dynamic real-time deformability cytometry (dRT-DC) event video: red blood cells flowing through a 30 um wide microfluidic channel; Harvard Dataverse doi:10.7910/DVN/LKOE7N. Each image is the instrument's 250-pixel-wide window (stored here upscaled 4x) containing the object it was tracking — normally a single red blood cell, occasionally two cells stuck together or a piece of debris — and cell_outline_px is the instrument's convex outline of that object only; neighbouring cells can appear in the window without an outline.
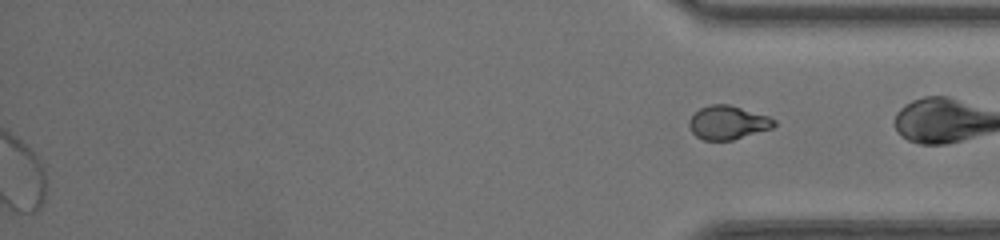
{"species": "common noctule bat (a hibernating species)", "species_latin": "Nyctalus noctula", "temperature_condition": "room temperature", "stored_images_in_passage": 41, "segment_of_instrument_passage": [2, 2], "camera_frame_rate_fps": 3000, "um_per_image_px": 0.085, "animal": {"sex": "female", "body_mass_g": 20.0, "forearm_length_mm": 54.0}, "frame": {"image": 1, "passage_image": 41, "time_ms": 13.333, "image_size_px": [1000, 240], "cell_outline_px": [[776, 124], [772, 128], [732, 140], [704, 140], [696, 136], [692, 132], [688, 124], [688, 120], [700, 108], [708, 104], [728, 104], [768, 116], [776, 120]], "centroid_in_image_um": [61.85, 10.41], "position_along_channel_um": 373.4, "area_um2": 16.59}}